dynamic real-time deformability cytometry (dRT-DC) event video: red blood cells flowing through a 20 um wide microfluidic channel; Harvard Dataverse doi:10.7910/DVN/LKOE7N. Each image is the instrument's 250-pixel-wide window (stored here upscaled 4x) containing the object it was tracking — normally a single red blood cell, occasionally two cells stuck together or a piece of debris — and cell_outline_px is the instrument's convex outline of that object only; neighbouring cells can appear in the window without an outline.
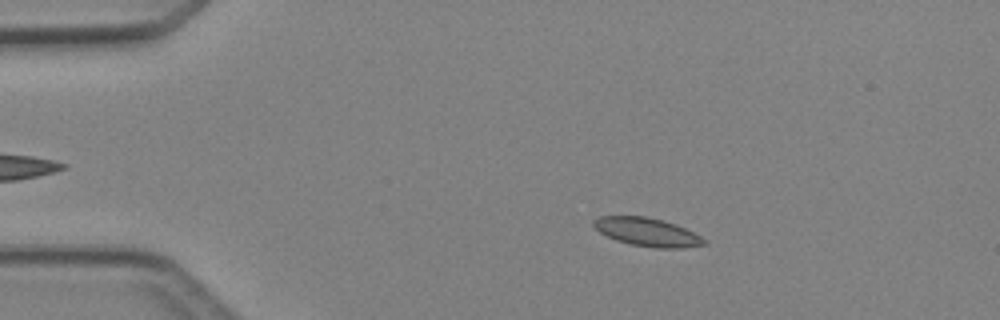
{"species": "Egyptian fruit bat (a non-hibernating species)", "species_latin": "Rousettus aegyptiacus", "temperature_condition": "cold", "stored_images_in_passage": 48, "camera_frame_rate_fps": 3000, "um_per_image_px": 0.085, "animal": {"sex": "female"}, "frame": {"image": 1, "passage_image": 9, "time_ms": 2.667, "image_size_px": [1000, 320], "cell_outline_px": [[708, 244], [680, 248], [656, 248], [632, 244], [616, 240], [600, 232], [592, 224], [592, 220], [600, 216], [644, 216], [664, 220], [676, 224], [700, 236]], "centroid_in_image_um": [55.0, 19.71], "position_along_channel_um": 30.0, "area_um2": 18.09}}
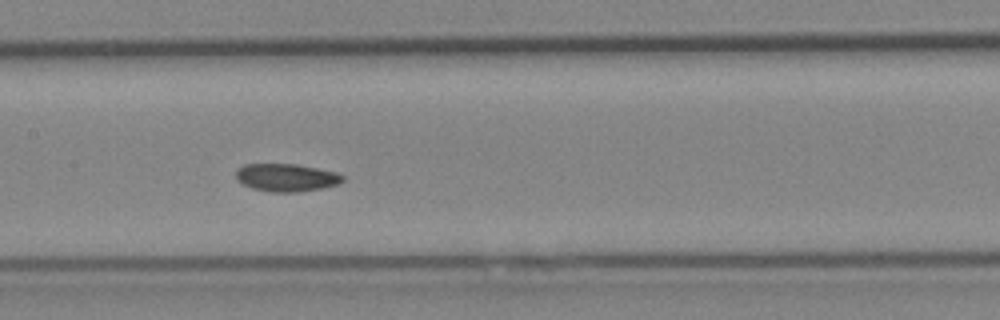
{"frame": {"image": 2, "passage_image": 24, "time_ms": 7.667, "image_size_px": [1000, 320], "cell_outline_px": [[344, 180], [340, 184], [320, 188], [296, 192], [272, 192], [252, 188], [236, 180], [236, 172], [244, 164], [296, 164], [336, 172], [344, 176]], "centroid_in_image_um": [24.35, 15.09], "position_along_channel_um": 183.0, "area_um2": 17.17}}
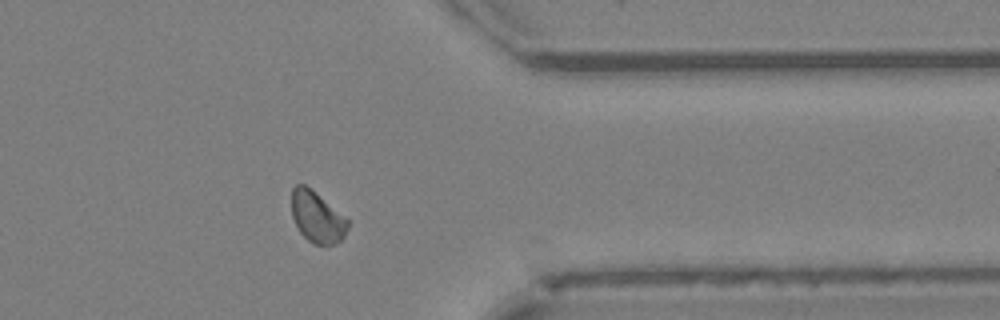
{"frame": {"image": 3, "passage_image": 39, "time_ms": 12.667, "image_size_px": [1000, 320], "cell_outline_px": [[348, 228], [344, 236], [340, 240], [332, 244], [316, 244], [308, 240], [300, 232], [292, 216], [292, 188], [296, 184], [304, 184], [312, 188], [348, 220]], "centroid_in_image_um": [26.93, 18.42], "position_along_channel_um": 384.5, "area_um2": 16.53}}